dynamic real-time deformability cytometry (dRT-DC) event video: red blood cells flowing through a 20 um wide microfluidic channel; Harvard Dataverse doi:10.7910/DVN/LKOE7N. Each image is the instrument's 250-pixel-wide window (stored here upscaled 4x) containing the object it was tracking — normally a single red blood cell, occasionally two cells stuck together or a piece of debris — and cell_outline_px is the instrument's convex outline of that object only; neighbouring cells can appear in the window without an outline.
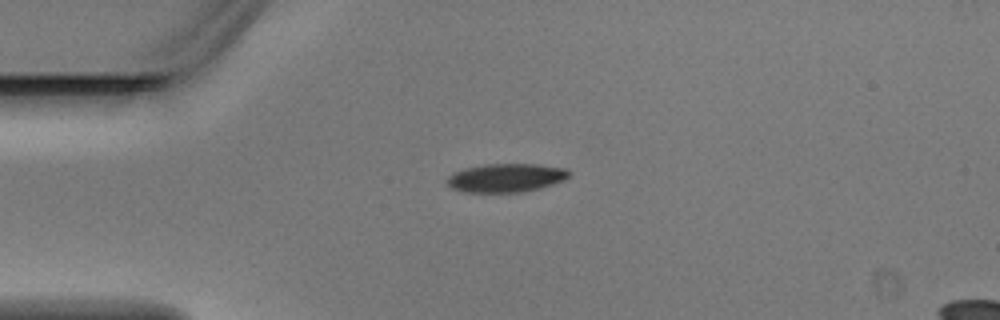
{"species": "Egyptian fruit bat (a non-hibernating species)", "species_latin": "Rousettus aegyptiacus", "temperature_condition": "warm", "stored_images_in_passage": 3, "camera_frame_rate_fps": 3000, "um_per_image_px": 0.085, "animal": {"sex": "male"}, "frame": {"image": 1, "passage_image": 1, "time_ms": 0.0, "image_size_px": [1000, 320], "cell_outline_px": [[568, 176], [564, 180], [540, 188], [524, 192], [460, 192], [452, 188], [444, 180], [452, 172], [464, 168], [484, 164], [536, 164], [568, 168]], "centroid_in_image_um": [42.96, 15.11], "position_along_channel_um": 42.0, "area_um2": 20.52}}
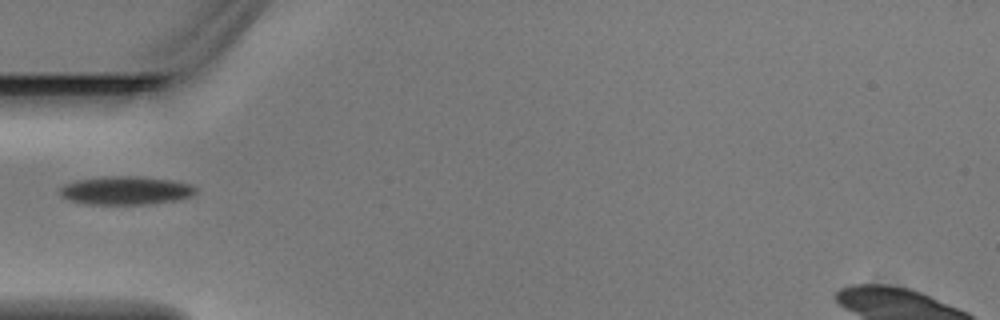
{"frame": {"image": 2, "passage_image": 2, "time_ms": 0.333, "image_size_px": [1000, 320], "cell_outline_px": [[196, 192], [192, 196], [176, 200], [148, 204], [88, 204], [72, 200], [60, 196], [60, 188], [64, 184], [76, 180], [104, 176], [144, 176], [172, 180], [192, 184], [196, 188]], "centroid_in_image_um": [10.71, 16.18], "position_along_channel_um": 74.3, "area_um2": 22.6}}
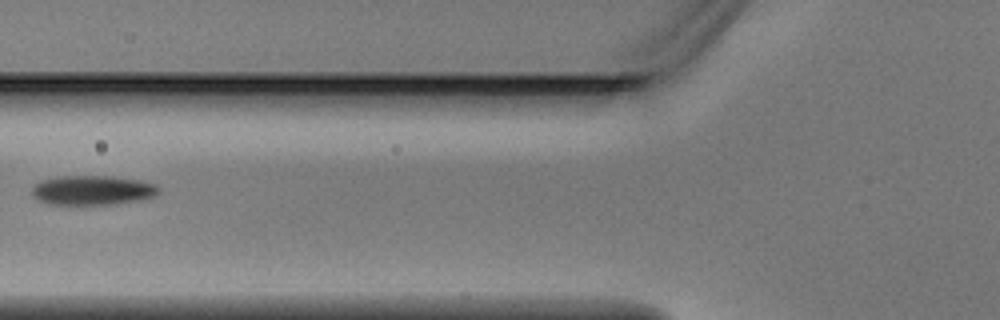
{"frame": {"image": 3, "passage_image": 3, "time_ms": 0.667, "image_size_px": [1000, 320], "cell_outline_px": [[160, 192], [152, 196], [136, 200], [112, 204], [48, 204], [36, 200], [32, 196], [32, 188], [36, 184], [44, 180], [64, 176], [112, 176], [140, 180], [156, 184], [160, 188]], "centroid_in_image_um": [7.86, 16.17], "position_along_channel_um": 117.9, "area_um2": 21.62}}